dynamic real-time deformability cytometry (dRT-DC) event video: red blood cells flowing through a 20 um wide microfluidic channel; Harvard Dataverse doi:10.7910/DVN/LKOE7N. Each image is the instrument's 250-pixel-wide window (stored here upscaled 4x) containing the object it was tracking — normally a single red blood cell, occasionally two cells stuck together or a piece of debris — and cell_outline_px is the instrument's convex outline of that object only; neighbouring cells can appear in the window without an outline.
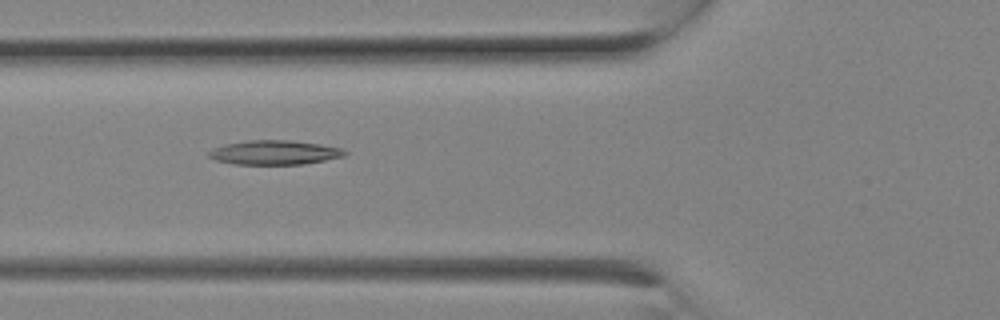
{"species": "Egyptian fruit bat (a non-hibernating species)", "species_latin": "Rousettus aegyptiacus", "temperature_condition": "room temperature", "stored_images_in_passage": 8, "camera_frame_rate_fps": 3000, "um_per_image_px": 0.085, "animal": {"sex": "female"}, "frame": {"image": 1, "passage_image": 7, "time_ms": 2.0, "image_size_px": [1000, 320], "cell_outline_px": [[348, 152], [344, 156], [304, 164], [232, 164], [216, 160], [208, 156], [208, 152], [212, 148], [224, 144], [248, 140], [288, 140], [320, 144], [344, 148]], "centroid_in_image_um": [23.33, 12.96], "position_along_channel_um": 102.5, "area_um2": 19.31}}
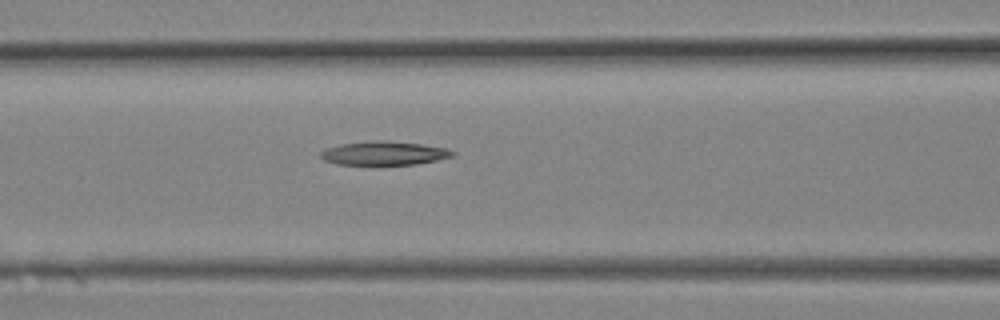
{"frame": {"image": 2, "passage_image": 8, "time_ms": 2.333, "image_size_px": [1000, 320], "cell_outline_px": [[456, 156], [416, 164], [380, 168], [336, 164], [324, 160], [320, 156], [320, 152], [328, 148], [340, 144], [420, 144], [448, 148], [456, 152]], "centroid_in_image_um": [32.68, 13.15], "position_along_channel_um": 133.9, "area_um2": 18.03}}